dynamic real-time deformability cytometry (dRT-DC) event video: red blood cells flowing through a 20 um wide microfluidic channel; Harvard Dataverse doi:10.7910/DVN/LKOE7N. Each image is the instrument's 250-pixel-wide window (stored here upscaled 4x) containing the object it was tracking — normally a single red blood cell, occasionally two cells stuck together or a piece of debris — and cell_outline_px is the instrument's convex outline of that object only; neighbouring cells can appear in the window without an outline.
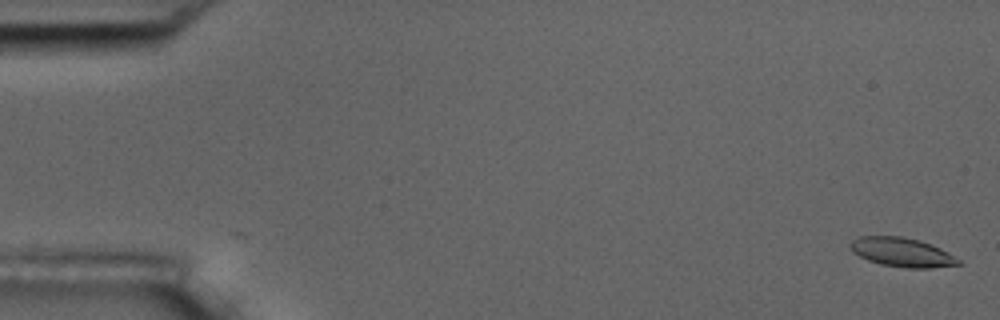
{"species": "common noctule bat (a hibernating species)", "species_latin": "Nyctalus noctula", "temperature_condition": "room temperature", "stored_images_in_passage": 3, "camera_frame_rate_fps": 3000, "um_per_image_px": 0.085, "animal": {"sex": "male", "body_mass_g": 17.5, "forearm_length_mm": 52.3}, "frame": {"image": 1, "passage_image": 3, "time_ms": 0.667, "image_size_px": [1000, 320], "cell_outline_px": [[964, 264], [932, 268], [904, 268], [880, 264], [868, 260], [852, 252], [848, 244], [852, 240], [860, 236], [904, 236], [940, 248], [948, 252], [960, 260]], "centroid_in_image_um": [76.66, 21.45], "position_along_channel_um": 8.3, "area_um2": 18.38}}